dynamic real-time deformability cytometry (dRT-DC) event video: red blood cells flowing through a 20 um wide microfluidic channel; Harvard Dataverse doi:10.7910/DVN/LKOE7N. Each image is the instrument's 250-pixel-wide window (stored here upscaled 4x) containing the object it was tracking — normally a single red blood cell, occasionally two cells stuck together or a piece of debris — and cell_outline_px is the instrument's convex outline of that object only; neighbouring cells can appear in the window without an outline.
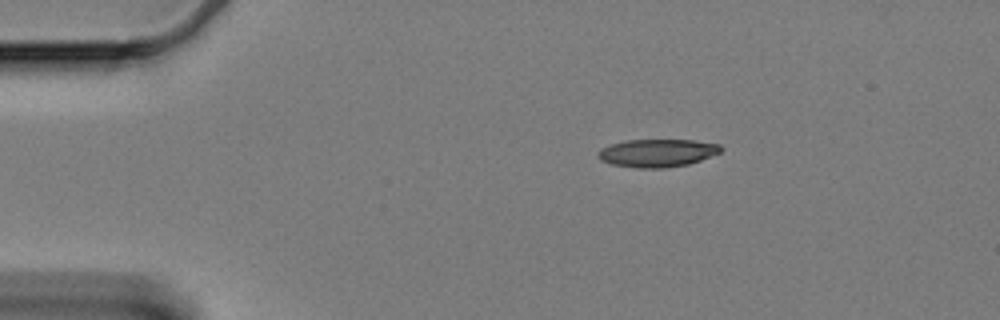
{"species": "Egyptian fruit bat (a non-hibernating species)", "species_latin": "Rousettus aegyptiacus", "temperature_condition": "cold", "stored_images_in_passage": 50, "camera_frame_rate_fps": 3000, "um_per_image_px": 0.085, "animal": {"sex": "female"}, "frame": {"image": 1, "passage_image": 1, "time_ms": 0.0, "image_size_px": [1000, 320], "cell_outline_px": [[724, 148], [720, 152], [700, 160], [688, 164], [664, 168], [640, 168], [612, 164], [600, 160], [596, 156], [596, 152], [600, 148], [612, 144], [628, 140], [692, 140], [720, 144]], "centroid_in_image_um": [55.85, 13.0], "position_along_channel_um": 29.2, "area_um2": 19.94}}
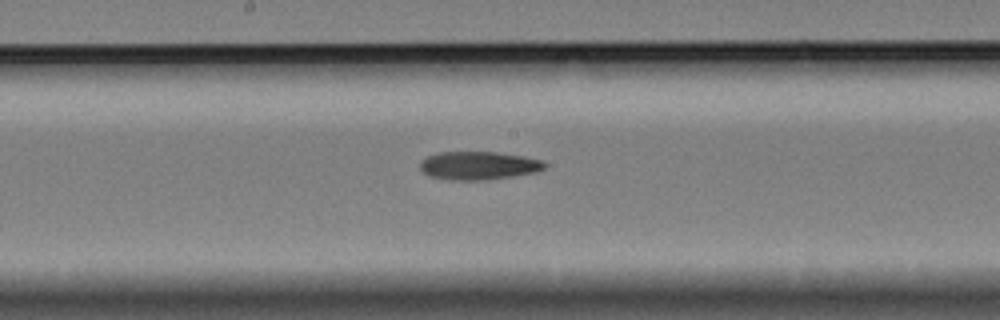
{"frame": {"image": 2, "passage_image": 22, "time_ms": 7.0, "image_size_px": [1000, 320], "cell_outline_px": [[548, 164], [544, 168], [536, 172], [488, 180], [448, 180], [428, 176], [420, 168], [420, 160], [436, 152], [492, 152], [520, 156], [544, 160]], "centroid_in_image_um": [40.65, 14.08], "position_along_channel_um": 207.5, "area_um2": 20.58}}
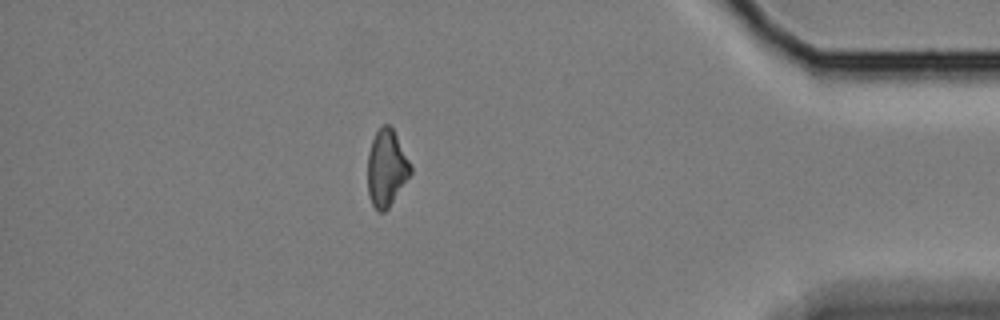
{"frame": {"image": 3, "passage_image": 43, "time_ms": 14.0, "image_size_px": [1000, 320], "cell_outline_px": [[412, 172], [388, 208], [384, 212], [380, 212], [372, 204], [368, 196], [368, 152], [372, 140], [380, 124], [388, 124], [392, 128], [412, 168]], "centroid_in_image_um": [32.83, 14.28], "position_along_channel_um": 402.4, "area_um2": 18.9}, "authors_computed_cell_mechanics": {"area_um2": 20.1722, "velocity_mm_per_s": 3.3261, "shape_relaxation_time_tau1_ms": null, "shape_relaxation_time_tau2_ms": 8.4358, "deformation_change_tau1": null, "deformation_change_tau2": 0.1988}}